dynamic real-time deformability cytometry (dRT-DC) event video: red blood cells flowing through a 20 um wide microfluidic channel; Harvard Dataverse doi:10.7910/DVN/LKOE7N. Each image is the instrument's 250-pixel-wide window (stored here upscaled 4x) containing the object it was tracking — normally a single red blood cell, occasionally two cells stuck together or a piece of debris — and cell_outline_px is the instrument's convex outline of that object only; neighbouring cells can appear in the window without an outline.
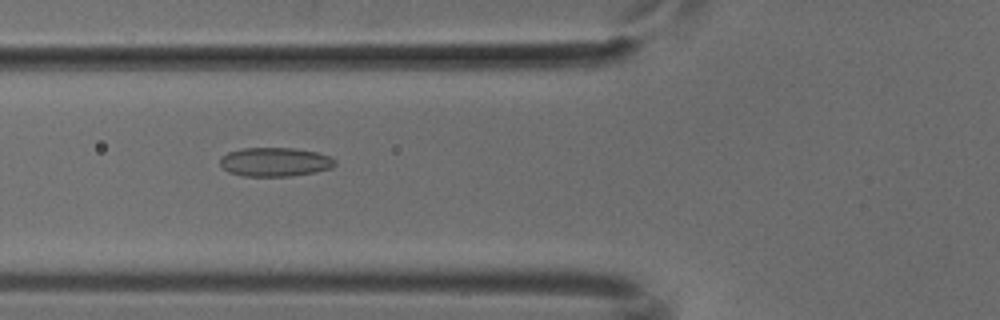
{"species": "common noctule bat (a hibernating species)", "species_latin": "Nyctalus noctula", "temperature_condition": "cold", "stored_images_in_passage": 21, "camera_frame_rate_fps": 3000, "um_per_image_px": 0.085, "animal": {"sex": "male", "body_mass_g": 18.8}, "frame": {"image": 1, "passage_image": 4, "time_ms": 1.0, "image_size_px": [1000, 320], "cell_outline_px": [[336, 164], [332, 168], [292, 176], [244, 176], [228, 172], [220, 164], [220, 156], [228, 152], [244, 148], [296, 148], [316, 152], [328, 156], [336, 160]], "centroid_in_image_um": [23.36, 13.76], "position_along_channel_um": 102.4, "area_um2": 19.36}}
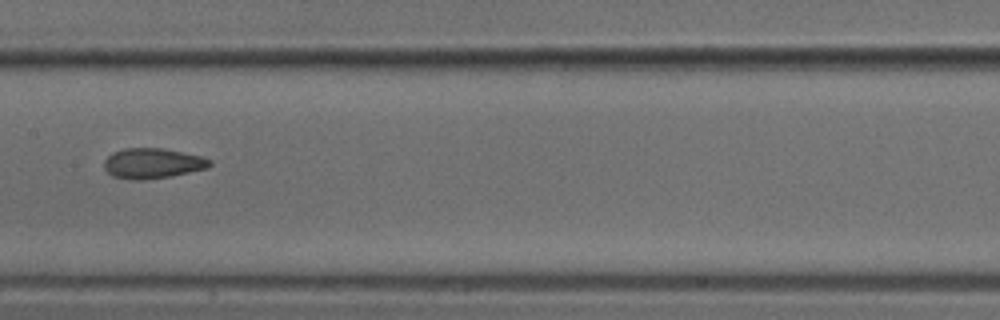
{"frame": {"image": 2, "passage_image": 11, "time_ms": 3.333, "image_size_px": [1000, 320], "cell_outline_px": [[212, 164], [208, 168], [172, 176], [140, 180], [136, 180], [112, 176], [104, 168], [104, 160], [112, 152], [124, 148], [164, 148], [200, 156], [212, 160]], "centroid_in_image_um": [12.97, 13.88], "position_along_channel_um": 194.4, "area_um2": 18.67}}
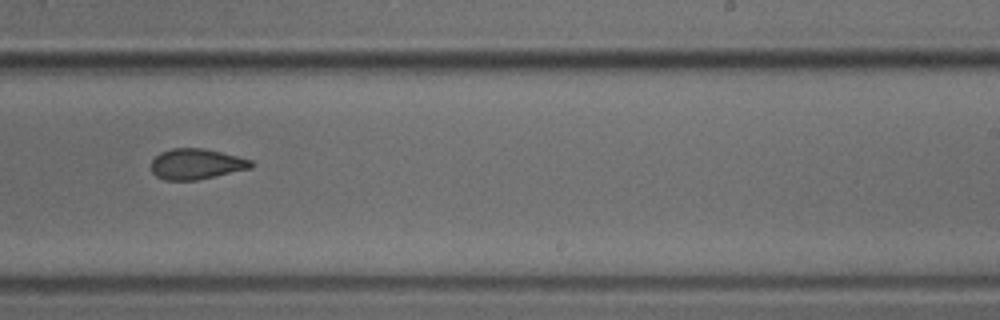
{"frame": {"image": 3, "passage_image": 17, "time_ms": 5.333, "image_size_px": [1000, 320], "cell_outline_px": [[252, 168], [196, 180], [164, 180], [156, 176], [152, 172], [152, 160], [160, 152], [172, 148], [200, 148], [220, 152], [252, 160]], "centroid_in_image_um": [16.66, 13.94], "position_along_channel_um": 272.3, "area_um2": 17.63}}